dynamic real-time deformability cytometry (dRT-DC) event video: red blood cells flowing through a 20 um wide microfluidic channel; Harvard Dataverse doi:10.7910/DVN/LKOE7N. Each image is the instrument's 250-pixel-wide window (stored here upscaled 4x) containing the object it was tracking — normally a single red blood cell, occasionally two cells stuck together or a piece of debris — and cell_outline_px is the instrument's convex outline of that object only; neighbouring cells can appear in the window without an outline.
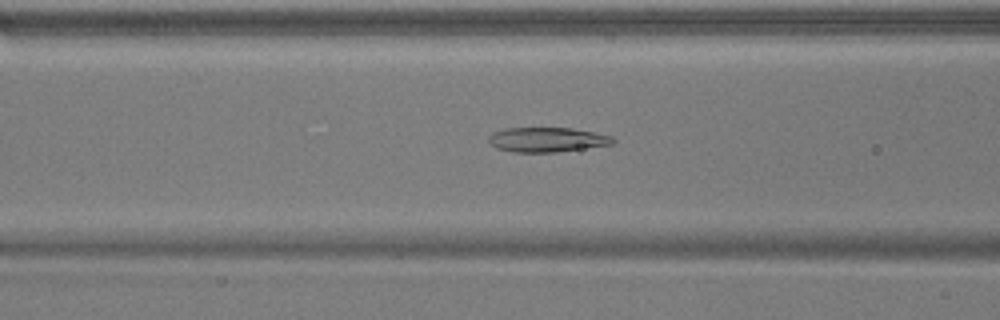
{"species": "common noctule bat (a hibernating species)", "species_latin": "Nyctalus noctula", "temperature_condition": "warm", "stored_images_in_passage": 53, "camera_frame_rate_fps": 3000, "um_per_image_px": 0.085, "animal": {"sex": "male", "body_mass_g": 17.9}, "frame": {"image": 1, "passage_image": 21, "time_ms": 6.667, "image_size_px": [1000, 320], "cell_outline_px": [[616, 140], [612, 144], [556, 152], [512, 152], [496, 148], [488, 140], [488, 136], [492, 132], [504, 128], [572, 128], [612, 136]], "centroid_in_image_um": [46.46, 11.87], "position_along_channel_um": 120.1, "area_um2": 17.8}}
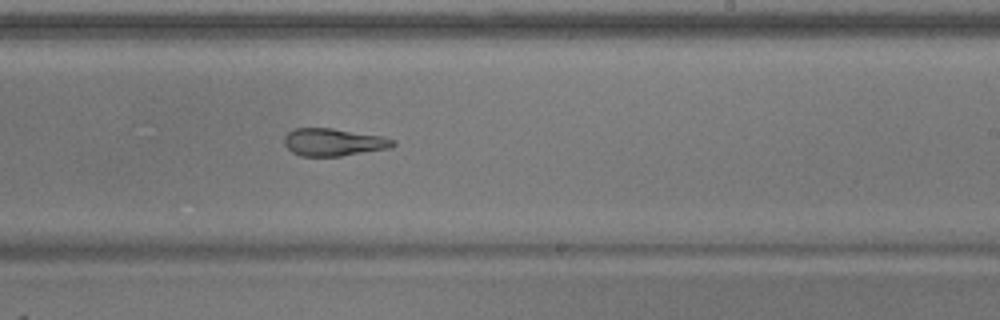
{"frame": {"image": 2, "passage_image": 32, "time_ms": 10.333, "image_size_px": [1000, 320], "cell_outline_px": [[396, 144], [388, 148], [340, 156], [300, 156], [292, 152], [284, 144], [284, 136], [288, 132], [296, 128], [332, 128], [380, 136], [392, 140]], "centroid_in_image_um": [28.28, 12.08], "position_along_channel_um": 260.7, "area_um2": 17.17}}
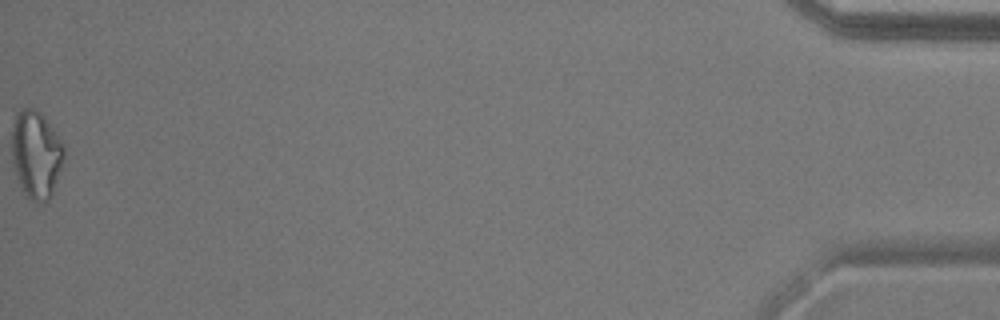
{"frame": {"image": 3, "passage_image": 53, "time_ms": 17.333, "image_size_px": [1000, 320], "cell_outline_px": [[64, 156], [52, 192], [48, 200], [40, 204], [32, 200], [24, 192], [20, 184], [12, 160], [12, 128], [16, 112], [20, 108], [32, 108], [40, 112], [44, 116], [64, 144]], "centroid_in_image_um": [3.06, 13.08], "position_along_channel_um": 432.1, "area_um2": 26.36}, "authors_computed_cell_mechanics": {"area_um2": 20.6924, "velocity_mm_per_s": 3.8421, "shape_relaxation_time_tau1_ms": null, "shape_relaxation_time_tau2_ms": 3.0849, "deformation_change_tau1": null, "deformation_change_tau2": 0.1042}}